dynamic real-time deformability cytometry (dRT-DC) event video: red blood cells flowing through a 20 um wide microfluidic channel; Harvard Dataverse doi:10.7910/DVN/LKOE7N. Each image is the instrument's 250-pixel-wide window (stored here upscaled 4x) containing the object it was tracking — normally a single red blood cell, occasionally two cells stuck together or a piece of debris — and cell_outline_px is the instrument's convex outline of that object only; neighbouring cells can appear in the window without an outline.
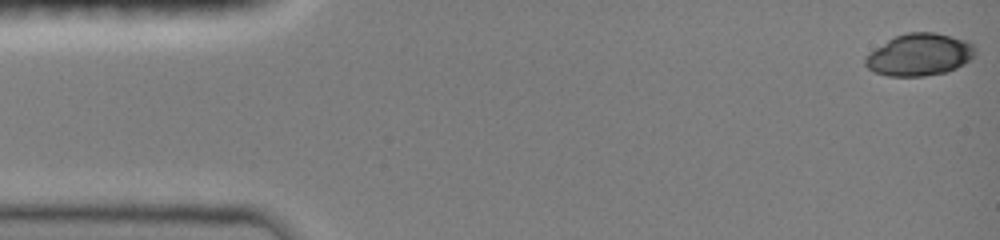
{"species": "common noctule bat (a hibernating species)", "species_latin": "Nyctalus noctula", "temperature_condition": "room temperature", "stored_images_in_passage": 66, "camera_frame_rate_fps": 3000, "um_per_image_px": 0.085, "animal": {"sex": "female", "body_mass_g": 19.0, "forearm_length_mm": 51.5}, "frame": {"image": 1, "passage_image": 1, "time_ms": 0.0, "image_size_px": [1000, 240], "cell_outline_px": [[976, 56], [964, 64], [948, 72], [924, 76], [888, 76], [876, 72], [868, 68], [864, 64], [864, 60], [868, 52], [888, 40], [896, 36], [908, 32], [936, 32], [968, 40], [976, 48]], "centroid_in_image_um": [78.19, 4.64], "position_along_channel_um": 6.8, "area_um2": 27.28}}
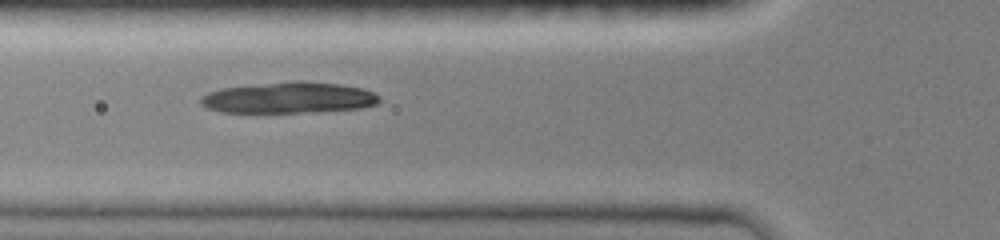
{"frame": {"image": 2, "passage_image": 33, "time_ms": 5.333, "image_size_px": [1000, 240], "cell_outline_px": [[380, 100], [376, 104], [360, 108], [300, 112], [220, 112], [208, 108], [200, 104], [200, 96], [208, 92], [220, 88], [292, 80], [296, 80], [340, 84], [360, 88], [372, 92], [380, 96]], "centroid_in_image_um": [24.49, 8.29], "position_along_channel_um": 101.3, "area_um2": 32.31}}
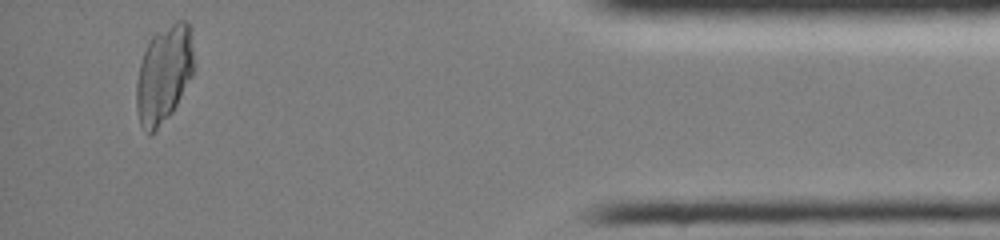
{"frame": {"image": 3, "passage_image": 65, "time_ms": 14.333, "image_size_px": [1000, 240], "cell_outline_px": [[192, 72], [172, 112], [152, 136], [148, 136], [140, 124], [136, 108], [136, 80], [140, 64], [144, 52], [152, 36], [156, 32], [176, 20], [188, 20], [192, 48]], "centroid_in_image_um": [13.88, 6.34], "position_along_channel_um": 421.3, "area_um2": 32.25}}